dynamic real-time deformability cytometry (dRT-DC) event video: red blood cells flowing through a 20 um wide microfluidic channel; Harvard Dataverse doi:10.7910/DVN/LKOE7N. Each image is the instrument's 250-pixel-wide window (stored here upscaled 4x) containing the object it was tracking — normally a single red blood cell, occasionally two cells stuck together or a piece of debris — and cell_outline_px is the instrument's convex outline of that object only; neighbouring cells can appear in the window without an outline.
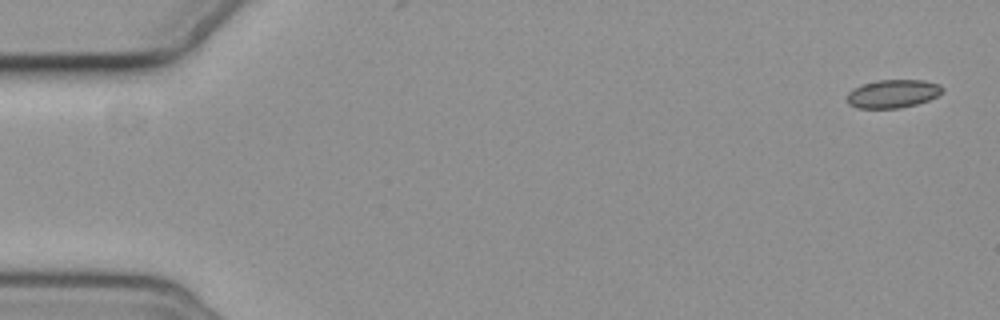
{"species": "common noctule bat (a hibernating species)", "species_latin": "Nyctalus noctula", "temperature_condition": "cold", "stored_images_in_passage": 4, "camera_frame_rate_fps": 3000, "um_per_image_px": 0.085, "animal": {"sex": "female", "body_mass_g": 19.3, "forearm_length_mm": 54.1}, "frame": {"image": 1, "passage_image": 1, "time_ms": 0.0, "image_size_px": [1000, 320], "cell_outline_px": [[944, 92], [928, 100], [916, 104], [900, 108], [856, 108], [848, 104], [848, 92], [852, 88], [860, 84], [876, 80], [924, 80], [940, 84], [944, 88]], "centroid_in_image_um": [75.89, 7.95], "position_along_channel_um": 9.1, "area_um2": 15.9}}